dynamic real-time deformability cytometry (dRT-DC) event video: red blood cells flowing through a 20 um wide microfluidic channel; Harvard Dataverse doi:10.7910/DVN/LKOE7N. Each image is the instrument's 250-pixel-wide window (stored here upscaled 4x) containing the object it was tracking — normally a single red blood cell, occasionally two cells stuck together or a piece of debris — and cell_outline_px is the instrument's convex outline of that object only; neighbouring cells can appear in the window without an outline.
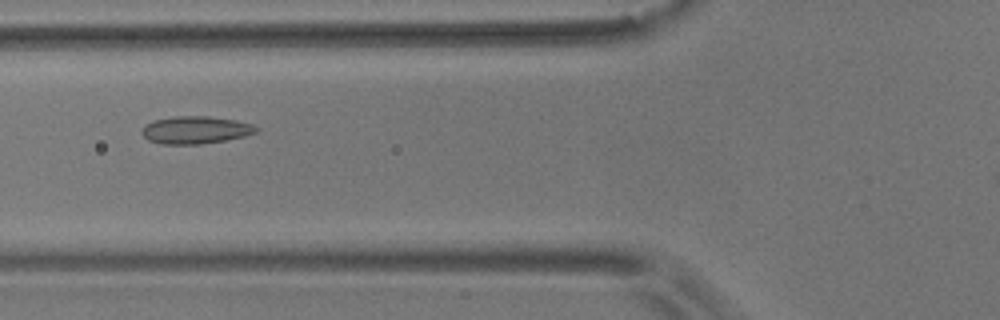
{"species": "common noctule bat (a hibernating species)", "species_latin": "Nyctalus noctula", "temperature_condition": "room temperature", "stored_images_in_passage": 38, "camera_frame_rate_fps": 3000, "um_per_image_px": 0.085, "animal": {"sex": "male", "body_mass_g": 17.9}, "frame": {"image": 1, "passage_image": 4, "time_ms": 1.0, "image_size_px": [1000, 320], "cell_outline_px": [[260, 128], [256, 132], [244, 136], [224, 140], [200, 144], [160, 144], [148, 140], [140, 132], [144, 124], [152, 120], [176, 116], [208, 116], [236, 120], [252, 124]], "centroid_in_image_um": [16.58, 11.04], "position_along_channel_um": 109.2, "area_um2": 18.44}}
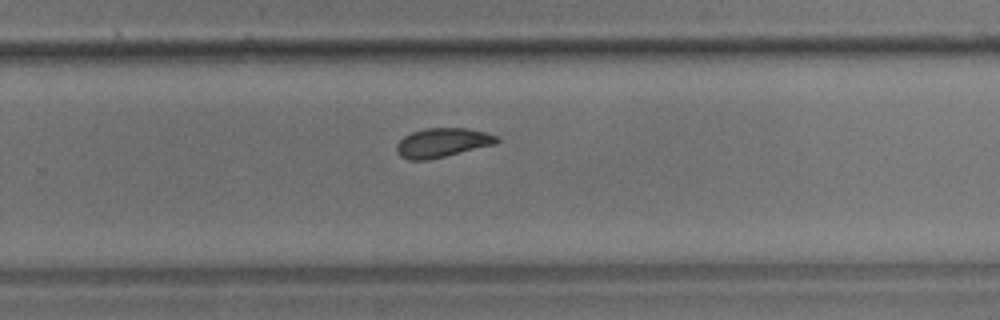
{"frame": {"image": 2, "passage_image": 19, "time_ms": 6.0, "image_size_px": [1000, 320], "cell_outline_px": [[500, 140], [496, 144], [428, 160], [408, 160], [400, 156], [396, 152], [396, 144], [404, 136], [412, 132], [424, 128], [464, 128], [484, 132], [496, 136]], "centroid_in_image_um": [37.56, 12.13], "position_along_channel_um": 292.2, "area_um2": 16.99}}
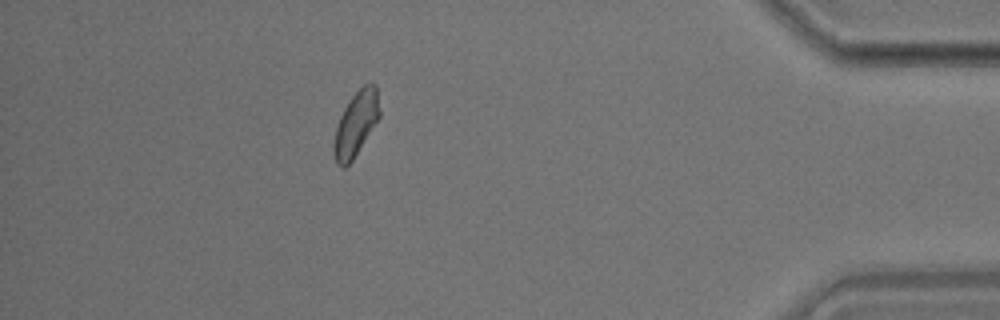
{"frame": {"image": 3, "passage_image": 32, "time_ms": 10.333, "image_size_px": [1000, 320], "cell_outline_px": [[380, 116], [352, 160], [344, 168], [340, 168], [336, 164], [332, 152], [332, 144], [336, 128], [340, 116], [348, 100], [364, 84], [376, 84], [380, 112]], "centroid_in_image_um": [30.22, 10.55], "position_along_channel_um": 405.0, "area_um2": 17.17}}